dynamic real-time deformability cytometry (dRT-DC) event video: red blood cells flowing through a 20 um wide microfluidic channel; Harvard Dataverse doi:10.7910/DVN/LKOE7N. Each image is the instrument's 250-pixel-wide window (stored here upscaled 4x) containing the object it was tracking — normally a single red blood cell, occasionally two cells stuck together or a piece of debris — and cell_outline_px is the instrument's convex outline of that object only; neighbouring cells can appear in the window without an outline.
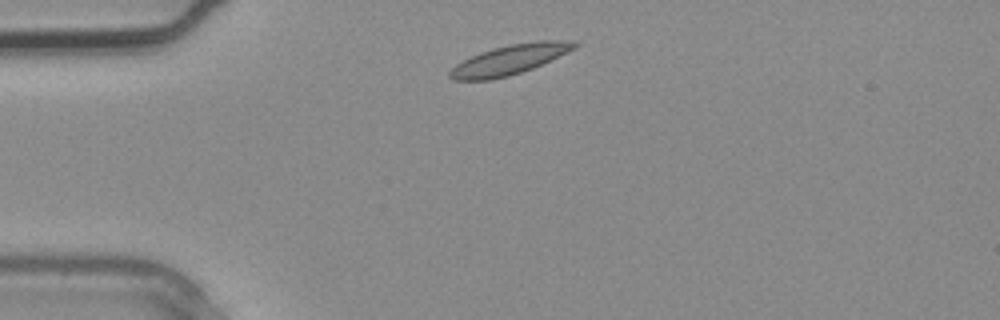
{"species": "common noctule bat (a hibernating species)", "species_latin": "Nyctalus noctula", "temperature_condition": "warm", "stored_images_in_passage": 2, "camera_frame_rate_fps": 3000, "um_per_image_px": 0.085, "animal": {"sex": "male", "body_mass_g": 20.4}, "frame": {"image": 1, "passage_image": 1, "time_ms": 0.0, "image_size_px": [1000, 320], "cell_outline_px": [[580, 44], [576, 48], [532, 68], [508, 76], [488, 80], [456, 80], [448, 76], [448, 72], [456, 64], [480, 52], [492, 48], [512, 44], [536, 40], [580, 40]], "centroid_in_image_um": [43.36, 5.05], "position_along_channel_um": 41.6, "area_um2": 21.56}}
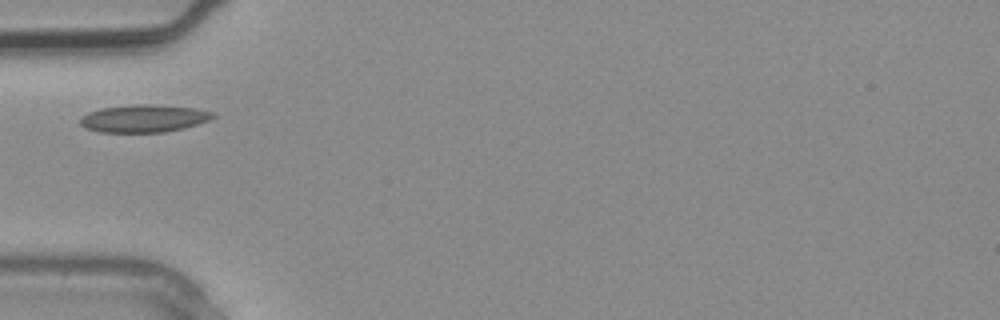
{"frame": {"image": 2, "passage_image": 2, "time_ms": 0.333, "image_size_px": [1000, 320], "cell_outline_px": [[216, 116], [208, 120], [184, 128], [164, 132], [100, 132], [84, 128], [80, 124], [80, 120], [88, 112], [100, 108], [136, 104], [152, 104], [196, 108], [216, 112]], "centroid_in_image_um": [12.24, 10.06], "position_along_channel_um": 72.8, "area_um2": 21.39}}